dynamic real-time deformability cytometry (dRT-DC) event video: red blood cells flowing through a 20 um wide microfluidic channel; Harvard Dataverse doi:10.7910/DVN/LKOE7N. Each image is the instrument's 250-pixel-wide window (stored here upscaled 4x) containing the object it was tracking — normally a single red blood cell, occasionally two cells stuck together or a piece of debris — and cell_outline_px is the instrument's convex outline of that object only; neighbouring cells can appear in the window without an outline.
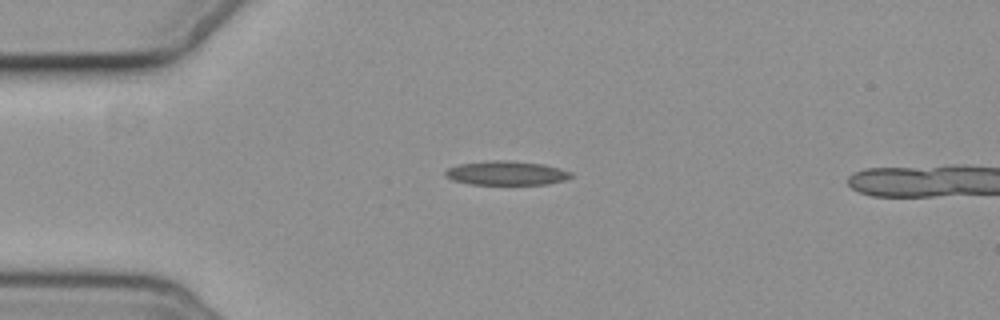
{"species": "common noctule bat (a hibernating species)", "species_latin": "Nyctalus noctula", "temperature_condition": "cold", "stored_images_in_passage": 6, "camera_frame_rate_fps": 3000, "um_per_image_px": 0.085, "animal": {"sex": "female", "body_mass_g": 19.3, "forearm_length_mm": 54.1}, "frame": {"image": 1, "passage_image": 1, "time_ms": 0.0, "image_size_px": [1000, 320], "cell_outline_px": [[572, 176], [564, 180], [548, 184], [472, 184], [452, 180], [444, 176], [444, 172], [448, 168], [460, 164], [488, 160], [508, 160], [544, 164], [560, 168], [572, 172]], "centroid_in_image_um": [43.04, 14.7], "position_along_channel_um": 42.0, "area_um2": 17.69}}
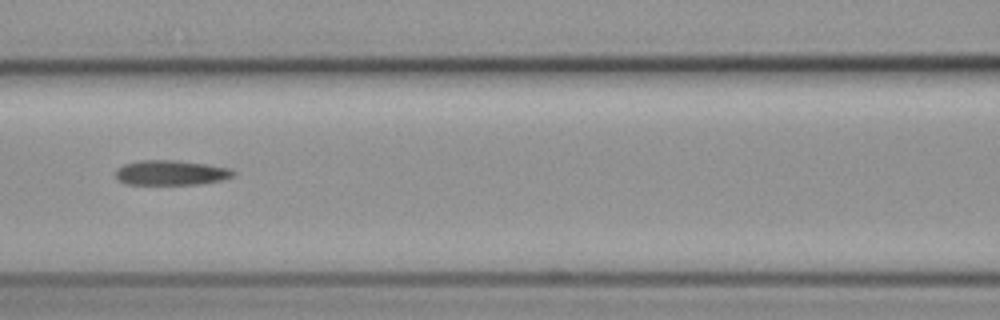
{"frame": {"image": 2, "passage_image": 4, "time_ms": 3.667, "image_size_px": [1000, 320], "cell_outline_px": [[236, 172], [232, 176], [220, 180], [196, 184], [124, 184], [116, 180], [116, 168], [124, 164], [140, 160], [176, 160], [208, 164], [228, 168]], "centroid_in_image_um": [14.47, 14.67], "position_along_channel_um": 152.1, "area_um2": 17.05}}
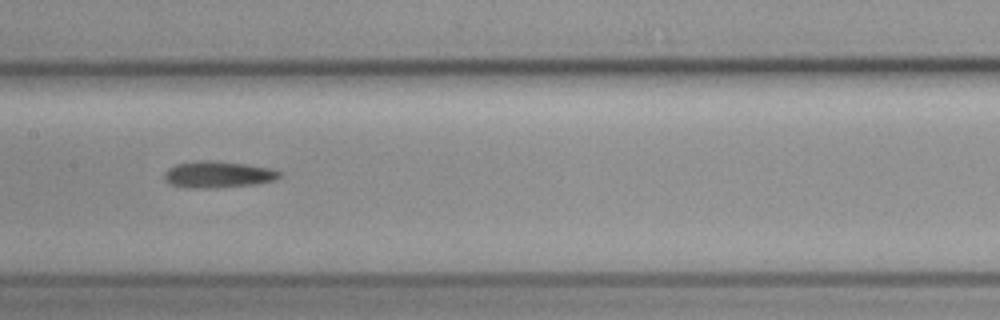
{"frame": {"image": 3, "passage_image": 5, "time_ms": 4.667, "image_size_px": [1000, 320], "cell_outline_px": [[280, 176], [276, 180], [256, 184], [208, 188], [196, 188], [172, 184], [164, 176], [164, 172], [168, 168], [176, 164], [200, 160], [212, 160], [244, 164], [268, 168], [280, 172]], "centroid_in_image_um": [18.54, 14.82], "position_along_channel_um": 188.9, "area_um2": 17.46}}